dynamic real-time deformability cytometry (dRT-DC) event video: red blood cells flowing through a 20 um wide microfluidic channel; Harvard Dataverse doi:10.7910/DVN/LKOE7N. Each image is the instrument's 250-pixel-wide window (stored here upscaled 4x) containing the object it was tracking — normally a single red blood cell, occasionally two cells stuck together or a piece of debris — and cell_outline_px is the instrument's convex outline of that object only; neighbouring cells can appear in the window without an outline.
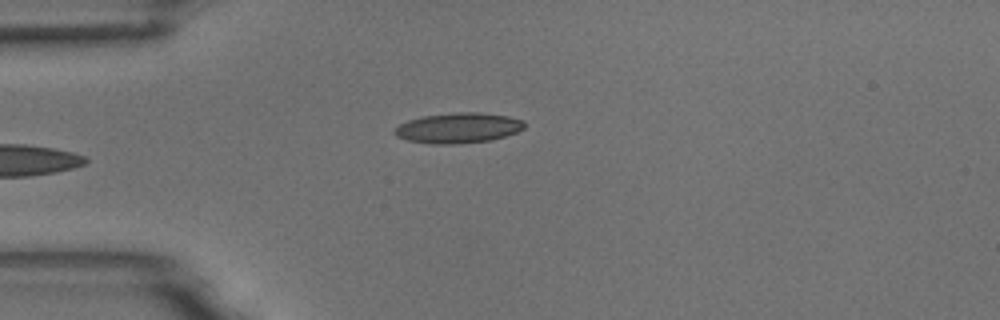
{"species": "common noctule bat (a hibernating species)", "species_latin": "Nyctalus noctula", "temperature_condition": "room temperature", "stored_images_in_passage": 4, "camera_frame_rate_fps": 3000, "um_per_image_px": 0.085, "animal": {"sex": "male", "body_mass_g": 18.8}, "frame": {"image": 1, "passage_image": 4, "time_ms": 1.0, "image_size_px": [1000, 320], "cell_outline_px": [[524, 128], [516, 132], [504, 136], [488, 140], [460, 144], [432, 144], [408, 140], [396, 136], [392, 132], [400, 124], [408, 120], [424, 116], [456, 112], [476, 112], [508, 116], [524, 120]], "centroid_in_image_um": [38.94, 10.87], "position_along_channel_um": 46.1, "area_um2": 22.77}}